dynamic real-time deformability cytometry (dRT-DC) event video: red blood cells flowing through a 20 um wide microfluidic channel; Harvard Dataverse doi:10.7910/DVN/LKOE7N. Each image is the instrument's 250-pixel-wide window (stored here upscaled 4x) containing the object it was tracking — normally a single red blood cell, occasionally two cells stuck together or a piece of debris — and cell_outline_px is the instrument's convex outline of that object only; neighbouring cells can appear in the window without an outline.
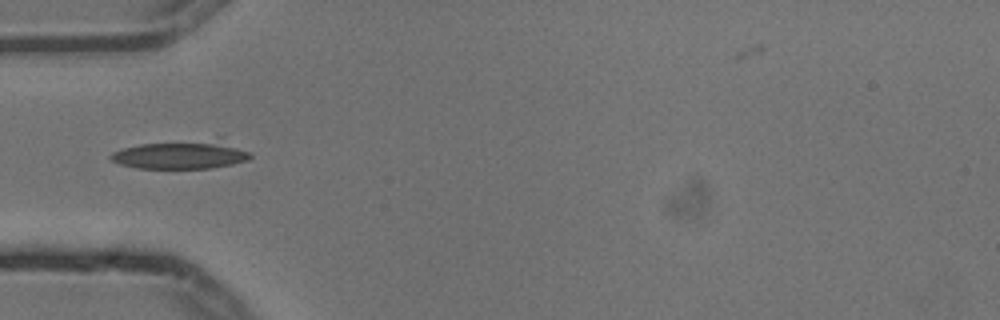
{"species": "common noctule bat (a hibernating species)", "species_latin": "Nyctalus noctula", "temperature_condition": "cold", "stored_images_in_passage": 4, "camera_frame_rate_fps": 3000, "um_per_image_px": 0.085, "animal": {"sex": "male", "body_mass_g": 13.3}, "frame": {"image": 1, "passage_image": 1, "time_ms": 0.0, "image_size_px": [1000, 320], "cell_outline_px": [[252, 156], [248, 160], [232, 164], [212, 168], [136, 168], [120, 164], [112, 160], [108, 156], [112, 152], [124, 148], [140, 144], [220, 136], [248, 152]], "centroid_in_image_um": [15.47, 13.1], "position_along_channel_um": 69.5, "area_um2": 23.81}}
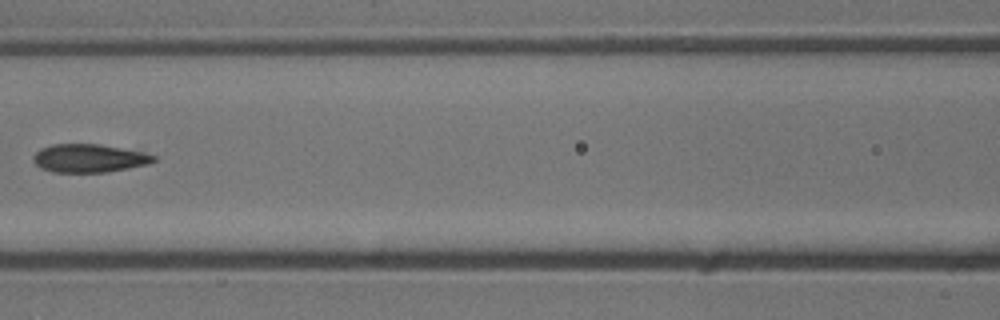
{"frame": {"image": 2, "passage_image": 3, "time_ms": 0.667, "image_size_px": [1000, 320], "cell_outline_px": [[156, 160], [148, 164], [128, 168], [104, 172], [52, 172], [40, 168], [32, 160], [32, 156], [40, 148], [52, 144], [96, 144], [144, 152], [156, 156]], "centroid_in_image_um": [7.53, 13.45], "position_along_channel_um": 159.1, "area_um2": 19.77}}
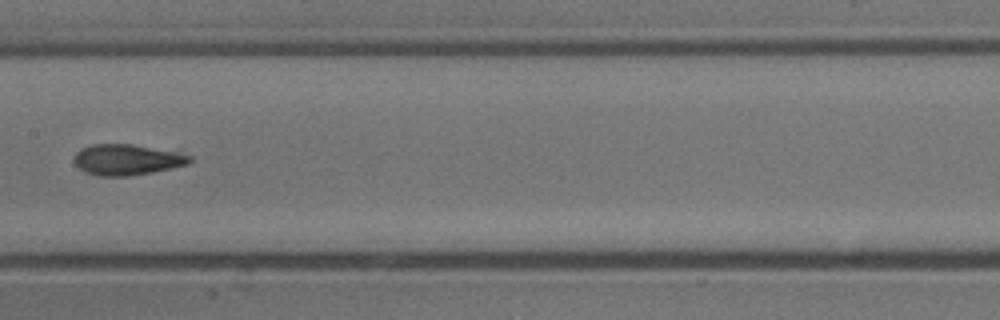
{"frame": {"image": 3, "passage_image": 4, "time_ms": 1.0, "image_size_px": [1000, 320], "cell_outline_px": [[192, 160], [188, 164], [172, 168], [152, 172], [124, 176], [100, 176], [88, 172], [80, 168], [72, 160], [76, 152], [80, 148], [92, 144], [132, 144], [176, 152], [192, 156]], "centroid_in_image_um": [10.77, 13.56], "position_along_channel_um": 196.6, "area_um2": 20.58}}